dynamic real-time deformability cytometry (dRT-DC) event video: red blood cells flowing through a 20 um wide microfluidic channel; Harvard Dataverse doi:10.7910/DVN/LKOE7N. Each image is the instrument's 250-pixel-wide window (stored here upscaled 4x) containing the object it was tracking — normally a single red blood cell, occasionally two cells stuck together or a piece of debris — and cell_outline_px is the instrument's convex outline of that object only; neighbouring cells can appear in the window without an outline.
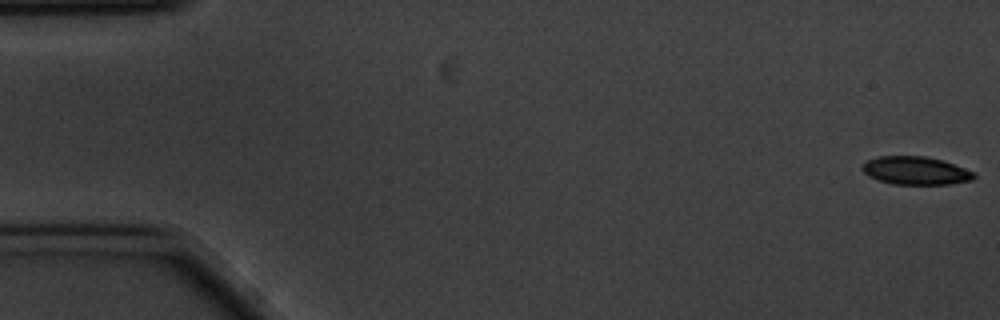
{"species": "common noctule bat (a hibernating species)", "species_latin": "Nyctalus noctula", "temperature_condition": "cold", "stored_images_in_passage": 57, "camera_frame_rate_fps": 3000, "um_per_image_px": 0.085, "animal": {"sex": "male", "body_mass_g": 20.1, "forearm_length_mm": 53.5}, "frame": {"image": 1, "passage_image": 1, "time_ms": 0.0, "image_size_px": [1000, 320], "cell_outline_px": [[976, 176], [972, 180], [948, 184], [892, 184], [868, 176], [860, 168], [868, 160], [880, 156], [924, 156], [940, 160], [976, 172]], "centroid_in_image_um": [77.83, 14.51], "position_along_channel_um": 7.2, "area_um2": 18.09}}
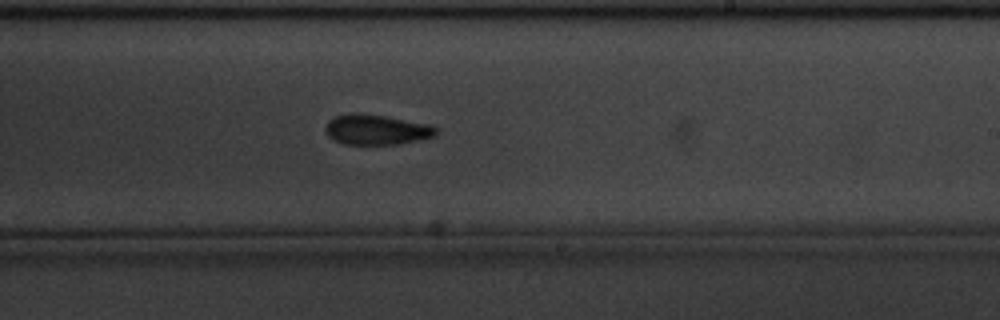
{"frame": {"image": 2, "passage_image": 34, "time_ms": 11.0, "image_size_px": [1000, 320], "cell_outline_px": [[440, 132], [436, 136], [400, 144], [344, 144], [332, 140], [328, 136], [324, 128], [328, 120], [336, 116], [356, 112], [360, 112], [384, 116], [428, 124], [440, 128]], "centroid_in_image_um": [32.01, 11.02], "position_along_channel_um": 257.0, "area_um2": 19.71}}
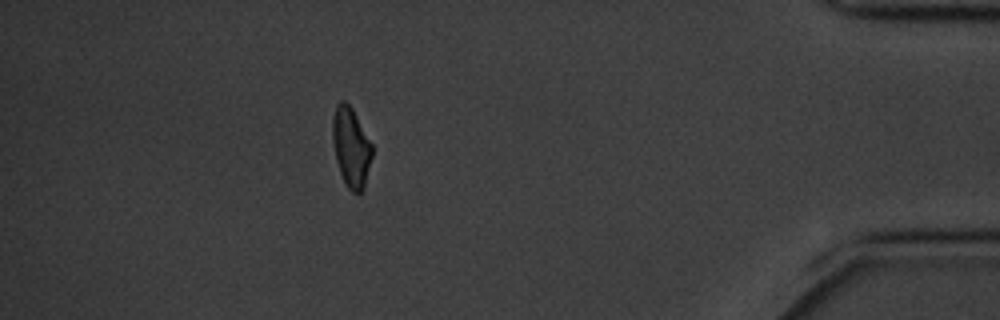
{"frame": {"image": 3, "passage_image": 51, "time_ms": 16.667, "image_size_px": [1000, 320], "cell_outline_px": [[372, 156], [364, 188], [356, 196], [344, 184], [336, 160], [332, 140], [332, 116], [336, 104], [340, 100], [344, 100], [352, 108], [372, 144]], "centroid_in_image_um": [29.82, 12.52], "position_along_channel_um": 405.4, "area_um2": 18.55}}